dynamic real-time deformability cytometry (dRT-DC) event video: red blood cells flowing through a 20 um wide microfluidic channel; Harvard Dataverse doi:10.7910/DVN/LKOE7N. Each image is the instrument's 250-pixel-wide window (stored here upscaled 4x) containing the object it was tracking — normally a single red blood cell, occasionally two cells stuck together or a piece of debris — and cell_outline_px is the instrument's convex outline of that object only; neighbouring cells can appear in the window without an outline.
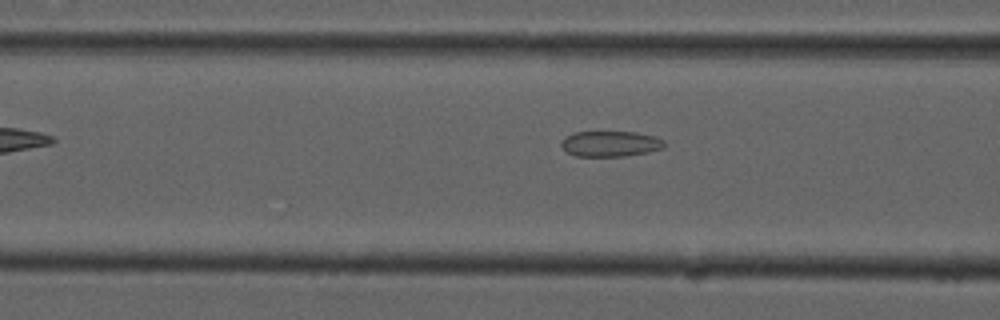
{"species": "common noctule bat (a hibernating species)", "species_latin": "Nyctalus noctula", "temperature_condition": "cold", "stored_images_in_passage": 7, "camera_frame_rate_fps": 3000, "um_per_image_px": 0.085, "animal": {"sex": "male", "forearm_length_mm": 52.5}, "frame": {"image": 1, "passage_image": 6, "time_ms": 1.667, "image_size_px": [1000, 320], "cell_outline_px": [[664, 148], [648, 152], [624, 156], [576, 156], [568, 152], [560, 144], [560, 140], [564, 136], [576, 132], [636, 132], [652, 136], [664, 140]], "centroid_in_image_um": [51.86, 12.22], "position_along_channel_um": 114.7, "area_um2": 15.32}}